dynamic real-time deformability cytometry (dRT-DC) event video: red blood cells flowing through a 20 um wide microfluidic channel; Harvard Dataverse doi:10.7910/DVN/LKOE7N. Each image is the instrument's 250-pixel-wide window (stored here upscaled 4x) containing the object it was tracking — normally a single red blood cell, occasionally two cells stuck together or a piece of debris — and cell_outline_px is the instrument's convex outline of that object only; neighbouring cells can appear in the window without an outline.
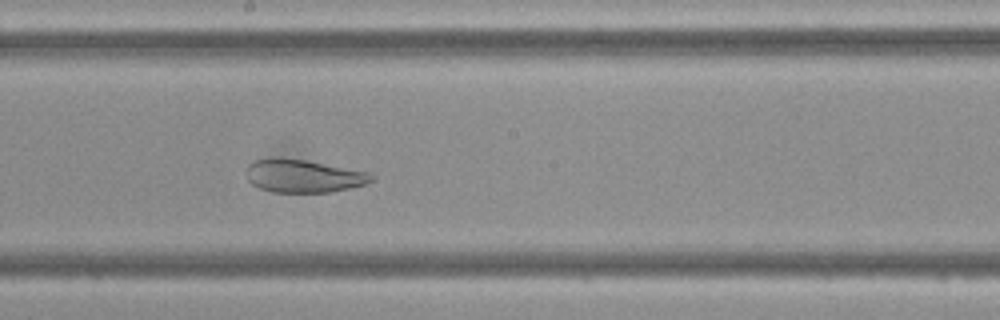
{"species": "Egyptian fruit bat (a non-hibernating species)", "species_latin": "Rousettus aegyptiacus", "temperature_condition": "cold", "stored_images_in_passage": 40, "camera_frame_rate_fps": 3000, "um_per_image_px": 0.085, "frame": {"image": 1, "passage_image": 18, "time_ms": 5.667, "image_size_px": [1000, 320], "cell_outline_px": [[376, 180], [364, 184], [332, 192], [272, 192], [260, 188], [252, 184], [248, 180], [248, 164], [256, 160], [276, 156], [304, 160], [368, 172], [376, 176]], "centroid_in_image_um": [25.8, 14.95], "position_along_channel_um": 222.4, "area_um2": 23.99}}